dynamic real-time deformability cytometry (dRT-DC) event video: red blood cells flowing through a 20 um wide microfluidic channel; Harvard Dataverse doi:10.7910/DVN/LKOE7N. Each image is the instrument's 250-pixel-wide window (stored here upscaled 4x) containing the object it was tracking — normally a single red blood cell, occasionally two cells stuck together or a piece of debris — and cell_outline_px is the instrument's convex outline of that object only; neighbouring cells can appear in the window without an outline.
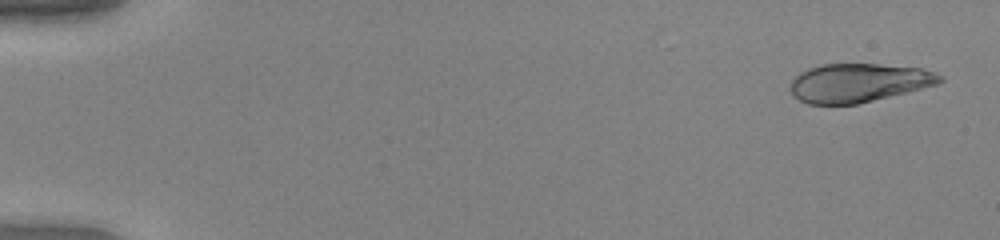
{"species": "human", "species_latin": "Homo sapiens", "temperature_condition": "warm", "stored_images_in_passage": 11, "camera_frame_rate_fps": 3000, "um_per_image_px": 0.085, "donor": {"sex": "female"}, "frame": {"image": 1, "passage_image": 2, "time_ms": 0.333, "image_size_px": [1000, 240], "cell_outline_px": [[944, 80], [936, 84], [856, 104], [808, 104], [792, 96], [788, 88], [792, 80], [800, 72], [808, 68], [820, 64], [880, 64], [920, 68], [936, 72], [944, 76]], "centroid_in_image_um": [72.92, 7.02], "position_along_channel_um": 12.1, "area_um2": 33.58}}